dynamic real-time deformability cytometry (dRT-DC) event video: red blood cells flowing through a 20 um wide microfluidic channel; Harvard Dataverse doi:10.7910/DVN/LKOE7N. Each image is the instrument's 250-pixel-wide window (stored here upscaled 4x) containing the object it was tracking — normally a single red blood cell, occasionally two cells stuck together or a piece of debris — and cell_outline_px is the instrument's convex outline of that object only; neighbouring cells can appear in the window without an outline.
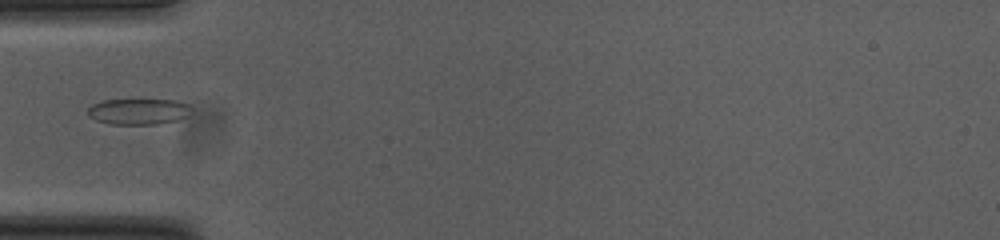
{"species": "common noctule bat (a hibernating species)", "species_latin": "Nyctalus noctula", "temperature_condition": "cold", "stored_images_in_passage": 37, "camera_frame_rate_fps": 3000, "um_per_image_px": 0.085, "animal": {"sex": "female", "body_mass_g": 23.0, "forearm_length_mm": 53.4}, "frame": {"image": 1, "passage_image": 1, "time_ms": 0.0, "image_size_px": [1000, 240], "cell_outline_px": [[192, 108], [188, 116], [176, 120], [156, 124], [108, 124], [96, 120], [88, 116], [88, 108], [92, 104], [104, 100], [176, 100], [188, 104]], "centroid_in_image_um": [11.77, 9.48], "position_along_channel_um": 73.2, "area_um2": 15.66}}
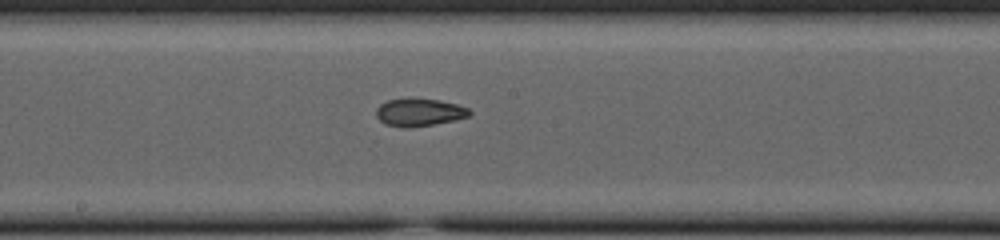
{"frame": {"image": 2, "passage_image": 12, "time_ms": 3.667, "image_size_px": [1000, 240], "cell_outline_px": [[472, 112], [468, 116], [456, 120], [432, 124], [404, 128], [384, 124], [376, 116], [376, 108], [380, 104], [388, 100], [408, 96], [412, 96], [440, 100], [456, 104], [468, 108]], "centroid_in_image_um": [35.6, 9.51], "position_along_channel_um": 212.6, "area_um2": 15.43}}
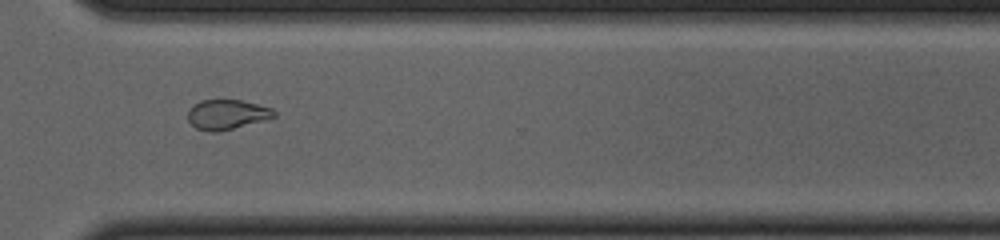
{"frame": {"image": 3, "passage_image": 23, "time_ms": 7.333, "image_size_px": [1000, 240], "cell_outline_px": [[276, 116], [264, 120], [216, 132], [208, 132], [196, 128], [188, 120], [188, 108], [192, 104], [200, 100], [240, 100], [272, 108], [276, 112]], "centroid_in_image_um": [19.25, 9.72], "position_along_channel_um": 351.4, "area_um2": 14.91}}